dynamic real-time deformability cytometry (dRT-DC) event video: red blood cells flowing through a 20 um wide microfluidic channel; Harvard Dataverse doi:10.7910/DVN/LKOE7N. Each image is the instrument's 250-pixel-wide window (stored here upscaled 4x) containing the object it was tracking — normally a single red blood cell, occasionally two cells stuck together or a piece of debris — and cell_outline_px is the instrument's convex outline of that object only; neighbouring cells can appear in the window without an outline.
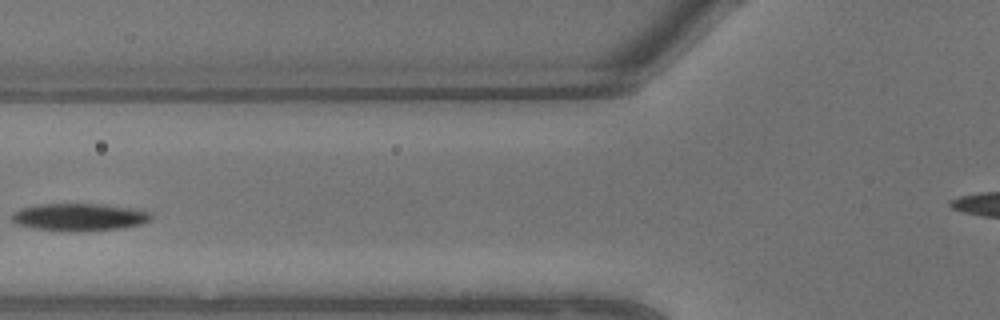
{"species": "common noctule bat (a hibernating species)", "species_latin": "Nyctalus noctula", "temperature_condition": "warm", "stored_images_in_passage": 9, "camera_frame_rate_fps": 3000, "um_per_image_px": 0.085, "animal": {"sex": "male", "body_mass_g": 13.3}, "frame": {"image": 1, "passage_image": 7, "time_ms": 2.0, "image_size_px": [1000, 320], "cell_outline_px": [[152, 220], [140, 224], [116, 228], [36, 228], [16, 224], [12, 220], [12, 212], [20, 208], [40, 204], [104, 204], [140, 208], [148, 212], [152, 216]], "centroid_in_image_um": [6.78, 18.38], "position_along_channel_um": 119.0, "area_um2": 21.15}}